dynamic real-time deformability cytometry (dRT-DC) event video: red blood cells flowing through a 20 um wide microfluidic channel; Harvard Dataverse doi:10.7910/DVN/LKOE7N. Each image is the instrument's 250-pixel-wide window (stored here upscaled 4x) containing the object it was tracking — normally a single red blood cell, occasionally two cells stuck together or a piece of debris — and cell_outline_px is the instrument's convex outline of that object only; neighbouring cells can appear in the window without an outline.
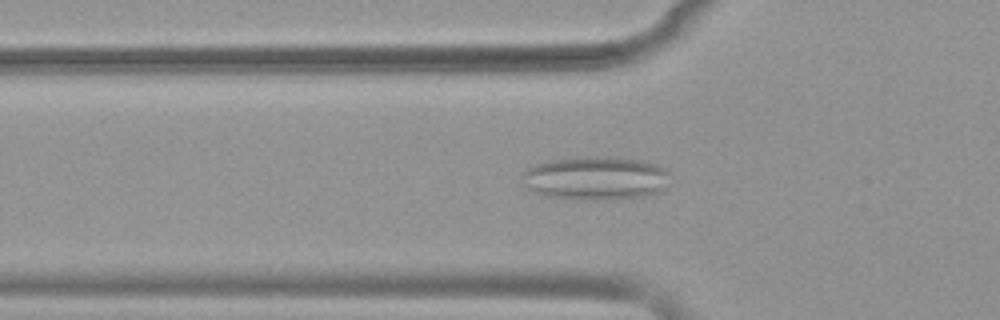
{"species": "common noctule bat (a hibernating species)", "species_latin": "Nyctalus noctula", "temperature_condition": "warm", "stored_images_in_passage": 51, "camera_frame_rate_fps": 3000, "um_per_image_px": 0.085, "animal": {"sex": "female", "body_mass_g": 19.9}, "frame": {"image": 1, "passage_image": 17, "time_ms": 5.333, "image_size_px": [1000, 320], "cell_outline_px": [[668, 188], [660, 192], [644, 196], [596, 200], [580, 200], [544, 196], [528, 188], [524, 184], [524, 172], [528, 168], [536, 164], [552, 160], [588, 156], [620, 156], [640, 160], [656, 164], [664, 168], [668, 172]], "centroid_in_image_um": [50.68, 15.14], "position_along_channel_um": 75.1, "area_um2": 37.8}}
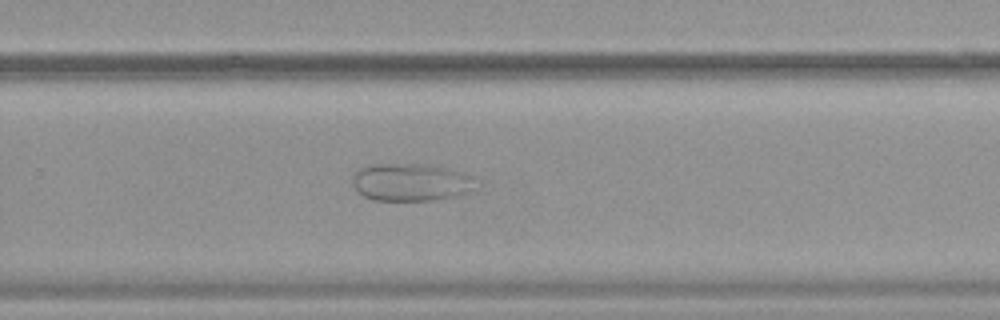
{"frame": {"image": 2, "passage_image": 34, "time_ms": 11.0, "image_size_px": [1000, 320], "cell_outline_px": [[472, 176], [468, 188], [464, 192], [452, 196], [432, 200], [372, 200], [364, 196], [352, 184], [352, 176], [360, 168], [372, 164], [420, 164], [448, 168], [464, 172]], "centroid_in_image_um": [34.8, 15.47], "position_along_channel_um": 295.0, "area_um2": 26.3}}
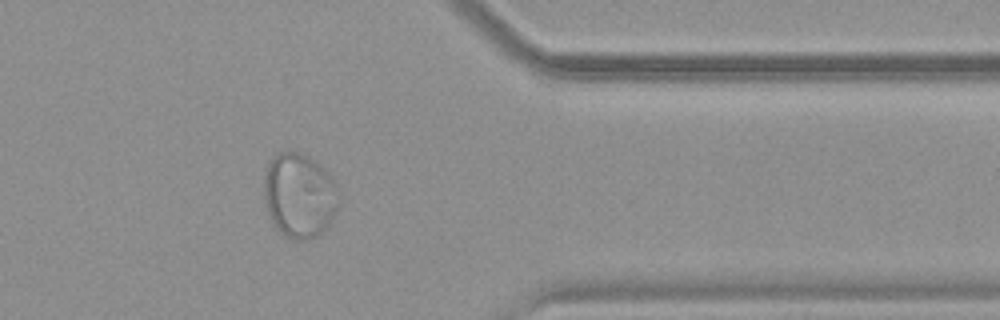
{"frame": {"image": 3, "passage_image": 42, "time_ms": 13.667, "image_size_px": [1000, 320], "cell_outline_px": [[336, 212], [328, 224], [316, 236], [308, 240], [292, 240], [284, 236], [272, 224], [268, 216], [264, 200], [264, 172], [272, 156], [280, 152], [296, 152], [312, 160], [332, 172], [336, 184]], "centroid_in_image_um": [25.4, 16.62], "position_along_channel_um": 386.0, "area_um2": 36.99}}